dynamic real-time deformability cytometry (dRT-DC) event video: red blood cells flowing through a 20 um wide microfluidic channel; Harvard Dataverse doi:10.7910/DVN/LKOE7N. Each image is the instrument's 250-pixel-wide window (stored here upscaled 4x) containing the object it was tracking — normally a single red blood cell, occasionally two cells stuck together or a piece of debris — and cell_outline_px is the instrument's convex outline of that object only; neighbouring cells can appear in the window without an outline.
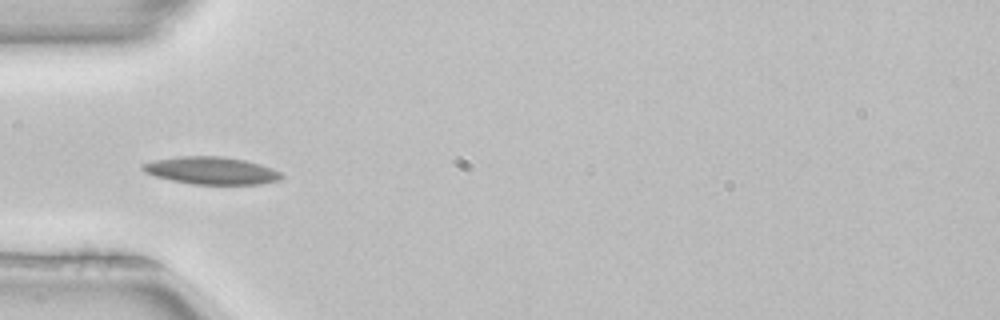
{"species": "common noctule bat (a hibernating species)", "species_latin": "Nyctalus noctula", "temperature_condition": "room temperature", "stored_images_in_passage": 3, "camera_frame_rate_fps": 3000, "um_per_image_px": 0.085, "animal": {"sex": "female", "body_mass_g": 22.7, "forearm_length_mm": 54.2}, "frame": {"image": 1, "passage_image": 3, "time_ms": 0.667, "image_size_px": [1000, 320], "cell_outline_px": [[284, 176], [280, 180], [260, 184], [192, 184], [172, 180], [156, 176], [144, 172], [140, 168], [140, 164], [156, 160], [180, 156], [224, 156], [244, 160], [260, 164], [272, 168], [280, 172]], "centroid_in_image_um": [17.97, 14.5], "position_along_channel_um": 67.0, "area_um2": 22.2}}